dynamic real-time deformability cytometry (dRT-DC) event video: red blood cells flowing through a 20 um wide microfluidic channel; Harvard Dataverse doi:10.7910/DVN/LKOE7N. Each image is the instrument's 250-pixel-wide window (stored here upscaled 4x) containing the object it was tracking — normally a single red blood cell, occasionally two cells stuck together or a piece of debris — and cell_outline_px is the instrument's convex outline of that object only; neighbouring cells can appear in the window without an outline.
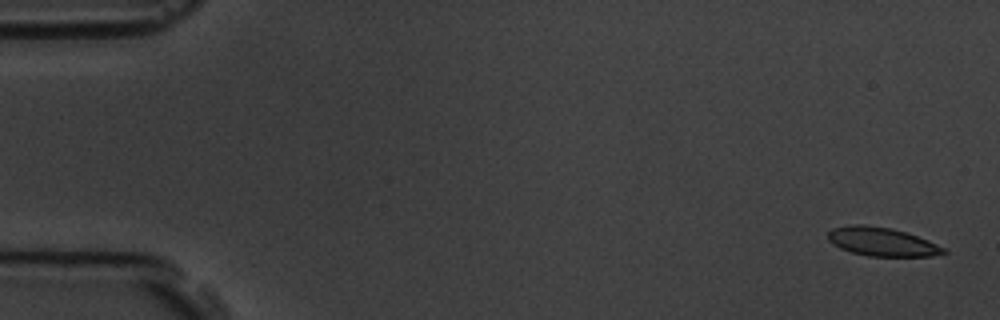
{"species": "common noctule bat (a hibernating species)", "species_latin": "Nyctalus noctula", "temperature_condition": "room temperature", "stored_images_in_passage": 15, "camera_frame_rate_fps": 3000, "um_per_image_px": 0.085, "animal": {"sex": "male", "body_mass_g": 19.5, "forearm_length_mm": 54.6}, "frame": {"image": 1, "passage_image": 1, "time_ms": 0.0, "image_size_px": [1000, 320], "cell_outline_px": [[948, 252], [932, 256], [868, 256], [852, 252], [840, 248], [832, 244], [828, 240], [828, 232], [832, 228], [852, 224], [864, 224], [892, 228], [928, 240], [944, 248]], "centroid_in_image_um": [74.93, 20.54], "position_along_channel_um": 10.1, "area_um2": 19.25}}
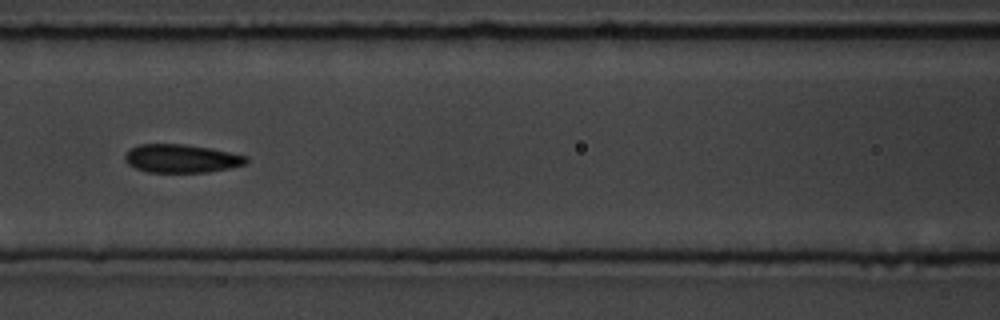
{"frame": {"image": 2, "passage_image": 7, "time_ms": 7.667, "image_size_px": [1000, 320], "cell_outline_px": [[248, 160], [244, 164], [232, 168], [208, 172], [148, 172], [136, 168], [128, 164], [124, 160], [124, 156], [132, 148], [140, 144], [184, 144], [208, 148], [248, 156]], "centroid_in_image_um": [15.42, 13.48], "position_along_channel_um": 151.2, "area_um2": 19.88}}
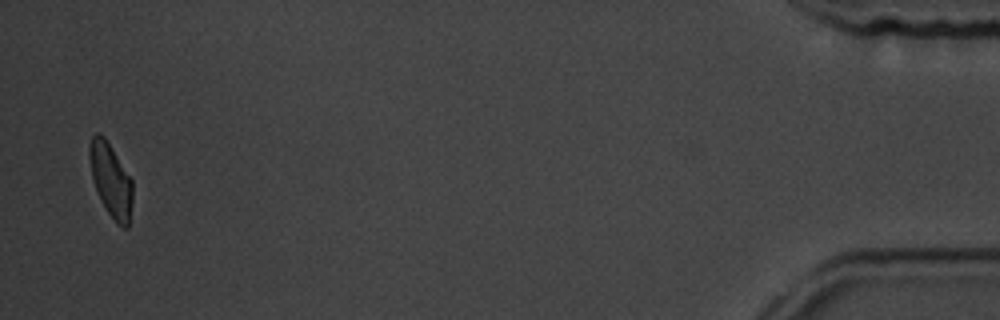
{"frame": {"image": 3, "passage_image": 15, "time_ms": 17.667, "image_size_px": [1000, 320], "cell_outline_px": [[132, 204], [128, 228], [124, 228], [116, 224], [108, 212], [96, 188], [92, 176], [88, 156], [88, 148], [92, 136], [96, 132], [100, 132], [104, 136], [132, 180]], "centroid_in_image_um": [9.42, 15.29], "position_along_channel_um": 425.8, "area_um2": 18.26}, "authors_computed_cell_mechanics": {"area_um2": 20.0566, "velocity_mm_per_s": 3.635, "shape_relaxation_time_tau1_ms": 4.1055, "shape_relaxation_time_tau2_ms": 1.2804, "deformation_change_tau1": 0.0865, "deformation_change_tau2": 0.0579}}